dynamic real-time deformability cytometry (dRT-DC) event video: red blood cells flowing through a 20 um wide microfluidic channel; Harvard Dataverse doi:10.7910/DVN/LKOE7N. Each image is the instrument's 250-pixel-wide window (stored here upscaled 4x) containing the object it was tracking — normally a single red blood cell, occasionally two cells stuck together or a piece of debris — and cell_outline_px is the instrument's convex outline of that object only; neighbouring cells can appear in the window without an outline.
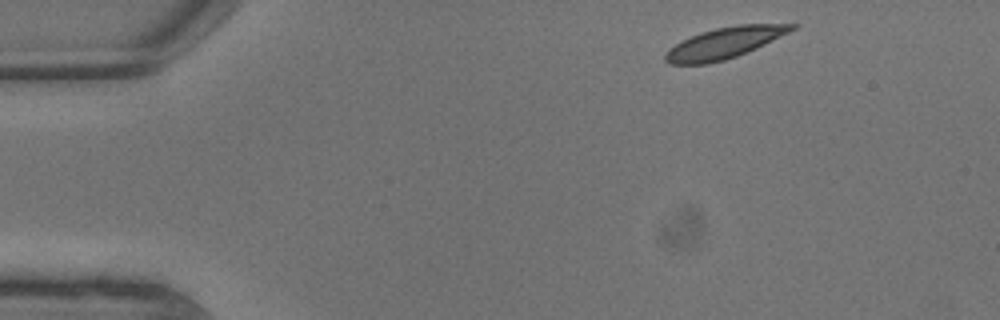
{"species": "common noctule bat (a hibernating species)", "species_latin": "Nyctalus noctula", "temperature_condition": "warm", "stored_images_in_passage": 8, "camera_frame_rate_fps": 3000, "um_per_image_px": 0.085, "animal": {"sex": "male", "body_mass_g": 13.3}, "frame": {"image": 1, "passage_image": 1, "time_ms": 0.0, "image_size_px": [1000, 320], "cell_outline_px": [[800, 24], [796, 28], [756, 48], [736, 56], [724, 60], [708, 64], [668, 64], [664, 60], [664, 56], [676, 44], [700, 32], [716, 28], [736, 24]], "centroid_in_image_um": [61.58, 3.65], "position_along_channel_um": 23.4, "area_um2": 22.48}}
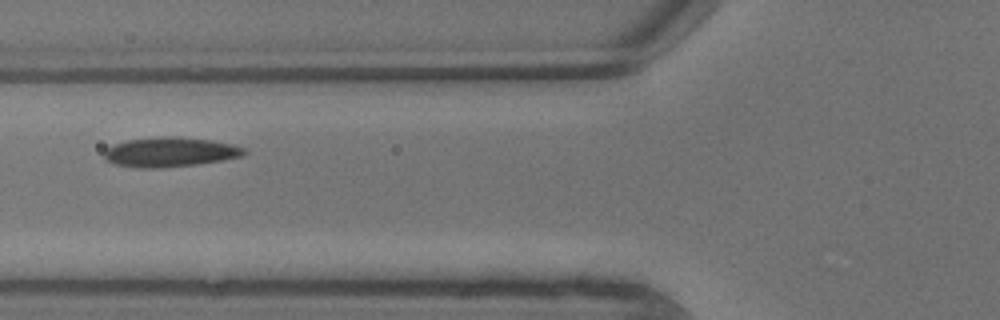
{"frame": {"image": 2, "passage_image": 6, "time_ms": 1.667, "image_size_px": [1000, 320], "cell_outline_px": [[248, 152], [244, 156], [196, 164], [160, 168], [136, 168], [116, 164], [104, 160], [104, 152], [112, 144], [128, 140], [160, 136], [180, 136], [212, 140], [232, 144], [244, 148]], "centroid_in_image_um": [14.45, 12.92], "position_along_channel_um": 111.4, "area_um2": 24.33}}
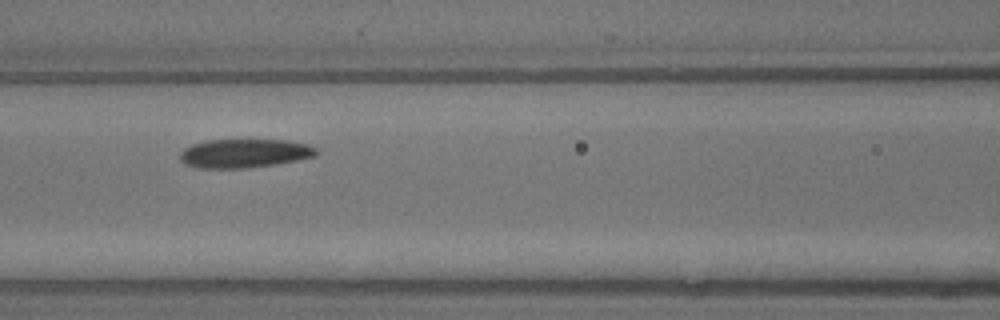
{"frame": {"image": 3, "passage_image": 7, "time_ms": 2.0, "image_size_px": [1000, 320], "cell_outline_px": [[320, 152], [316, 156], [276, 164], [248, 168], [200, 168], [184, 164], [180, 160], [180, 152], [184, 148], [192, 144], [208, 140], [288, 140], [308, 144], [316, 148]], "centroid_in_image_um": [20.79, 13.03], "position_along_channel_um": 145.8, "area_um2": 23.0}}